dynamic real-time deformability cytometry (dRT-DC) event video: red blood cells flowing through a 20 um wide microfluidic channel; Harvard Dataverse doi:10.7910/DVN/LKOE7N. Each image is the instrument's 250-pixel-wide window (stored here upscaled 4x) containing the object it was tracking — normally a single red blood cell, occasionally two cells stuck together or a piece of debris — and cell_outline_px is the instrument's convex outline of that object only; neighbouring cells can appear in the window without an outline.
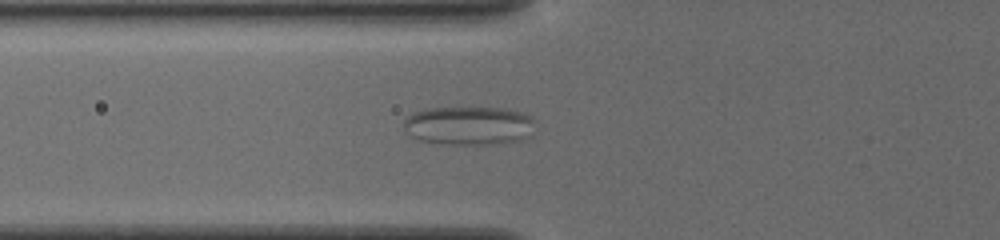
{"species": "common noctule bat (a hibernating species)", "species_latin": "Nyctalus noctula", "temperature_condition": "cold", "stored_images_in_passage": 58, "camera_frame_rate_fps": 3000, "um_per_image_px": 0.085, "animal": {"sex": "female", "body_mass_g": 19.5, "forearm_length_mm": 54.1}, "frame": {"image": 1, "passage_image": 24, "time_ms": 7.667, "image_size_px": [1000, 240], "cell_outline_px": [[532, 136], [520, 140], [496, 144], [452, 144], [416, 140], [404, 128], [404, 120], [412, 112], [428, 108], [504, 108], [524, 112], [532, 120]], "centroid_in_image_um": [39.85, 10.68], "position_along_channel_um": 86.0, "area_um2": 29.59}}
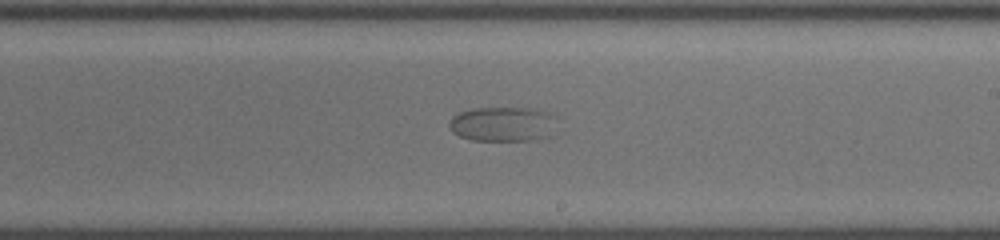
{"frame": {"image": 2, "passage_image": 37, "time_ms": 12.0, "image_size_px": [1000, 240], "cell_outline_px": [[552, 116], [548, 136], [532, 140], [472, 140], [460, 136], [452, 132], [448, 124], [452, 116], [460, 112], [476, 108], [524, 108], [544, 112]], "centroid_in_image_um": [42.59, 10.55], "position_along_channel_um": 246.4, "area_um2": 20.98}}
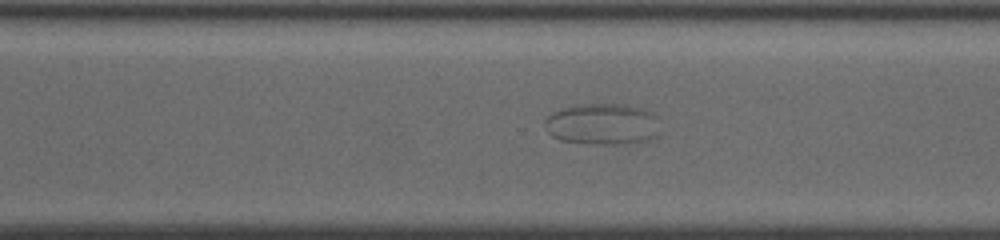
{"frame": {"image": 3, "passage_image": 43, "time_ms": 14.0, "image_size_px": [1000, 240], "cell_outline_px": [[660, 136], [652, 140], [640, 144], [596, 144], [560, 140], [552, 136], [548, 132], [544, 124], [544, 120], [552, 112], [560, 108], [576, 104], [624, 104], [640, 108], [652, 112], [656, 116]], "centroid_in_image_um": [51.25, 10.56], "position_along_channel_um": 319.4, "area_um2": 28.44}}